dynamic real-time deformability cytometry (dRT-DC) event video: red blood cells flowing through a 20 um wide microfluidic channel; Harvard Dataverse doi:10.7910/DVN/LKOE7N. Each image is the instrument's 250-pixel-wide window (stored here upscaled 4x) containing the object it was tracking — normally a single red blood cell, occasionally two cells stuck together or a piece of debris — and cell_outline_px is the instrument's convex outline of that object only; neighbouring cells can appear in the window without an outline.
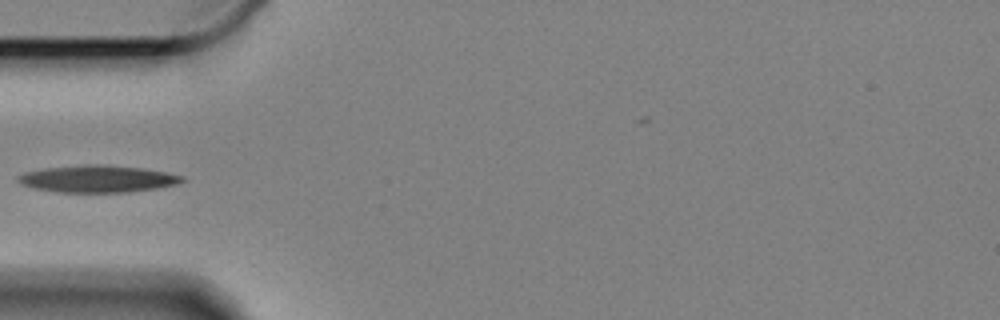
{"species": "Egyptian fruit bat (a non-hibernating species)", "species_latin": "Rousettus aegyptiacus", "temperature_condition": "cold", "stored_images_in_passage": 43, "camera_frame_rate_fps": 3000, "um_per_image_px": 0.085, "animal": {"sex": "female"}, "frame": {"image": 1, "passage_image": 1, "time_ms": 0.0, "image_size_px": [1000, 320], "cell_outline_px": [[184, 180], [176, 184], [156, 188], [132, 192], [56, 192], [36, 188], [20, 184], [16, 180], [16, 176], [24, 172], [44, 168], [84, 164], [100, 164], [144, 168], [168, 172], [184, 176]], "centroid_in_image_um": [8.28, 15.19], "position_along_channel_um": 76.7, "area_um2": 26.07}}
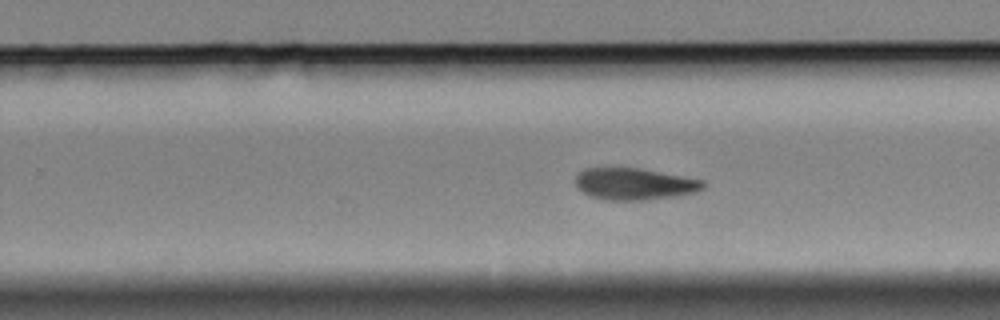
{"frame": {"image": 2, "passage_image": 19, "time_ms": 6.0, "image_size_px": [1000, 320], "cell_outline_px": [[708, 184], [704, 188], [696, 192], [676, 196], [644, 200], [604, 200], [592, 196], [584, 192], [576, 184], [576, 176], [584, 168], [636, 168], [704, 180]], "centroid_in_image_um": [53.97, 15.64], "position_along_channel_um": 275.8, "area_um2": 23.41}}
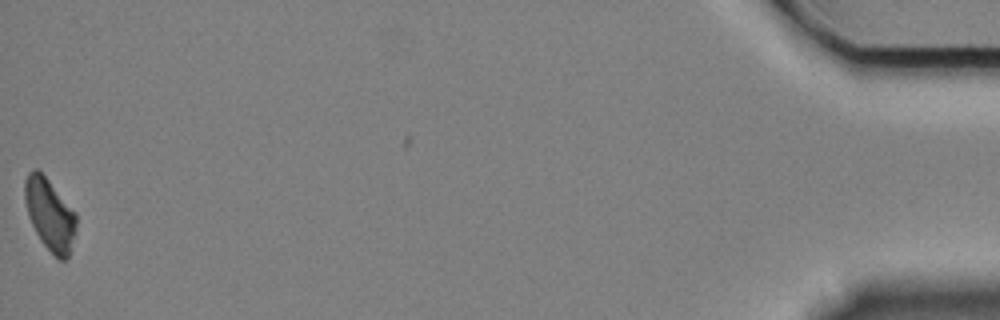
{"frame": {"image": 3, "passage_image": 42, "time_ms": 13.667, "image_size_px": [1000, 320], "cell_outline_px": [[76, 228], [68, 256], [64, 260], [60, 260], [40, 240], [28, 216], [24, 200], [24, 180], [28, 172], [32, 168], [36, 168], [48, 180], [76, 212]], "centroid_in_image_um": [4.21, 18.19], "position_along_channel_um": 431.0, "area_um2": 21.27}}